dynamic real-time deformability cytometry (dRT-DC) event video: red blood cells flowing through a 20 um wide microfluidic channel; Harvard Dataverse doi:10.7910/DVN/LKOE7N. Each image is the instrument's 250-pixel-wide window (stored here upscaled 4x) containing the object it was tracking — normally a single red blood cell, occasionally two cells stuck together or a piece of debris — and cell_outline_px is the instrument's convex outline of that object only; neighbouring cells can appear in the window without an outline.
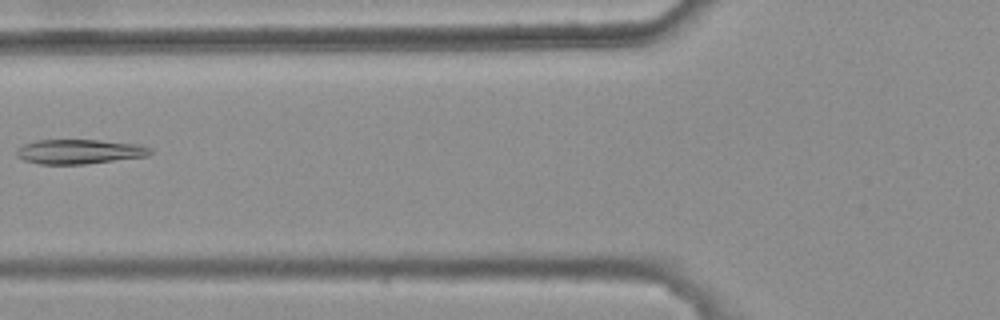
{"species": "common noctule bat (a hibernating species)", "species_latin": "Nyctalus noctula", "temperature_condition": "warm", "stored_images_in_passage": 9, "camera_frame_rate_fps": 3000, "um_per_image_px": 0.085, "animal": {"sex": "female", "body_mass_g": 25.1}, "frame": {"image": 1, "passage_image": 7, "time_ms": 2.0, "image_size_px": [1000, 320], "cell_outline_px": [[152, 152], [148, 156], [84, 164], [40, 164], [24, 160], [16, 156], [16, 148], [24, 144], [36, 140], [100, 140], [136, 144], [152, 148]], "centroid_in_image_um": [6.72, 12.88], "position_along_channel_um": 119.1, "area_um2": 19.13}}
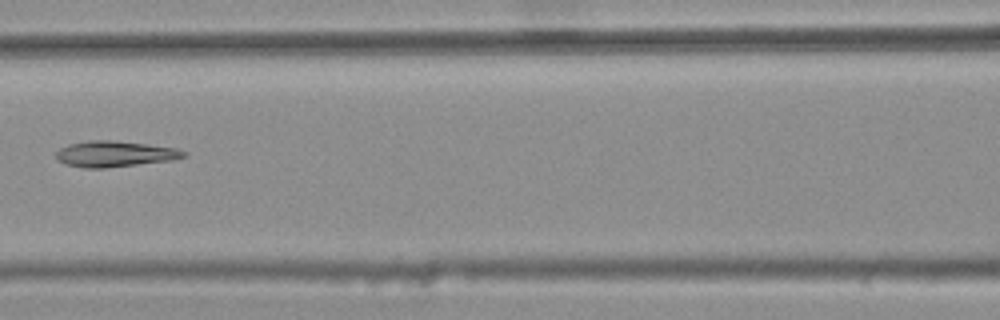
{"frame": {"image": 2, "passage_image": 8, "time_ms": 2.333, "image_size_px": [1000, 320], "cell_outline_px": [[188, 156], [172, 160], [108, 168], [84, 168], [64, 164], [56, 160], [56, 152], [60, 148], [68, 144], [88, 140], [108, 140], [148, 144], [176, 148], [188, 152]], "centroid_in_image_um": [9.75, 13.09], "position_along_channel_um": 156.8, "area_um2": 19.48}}
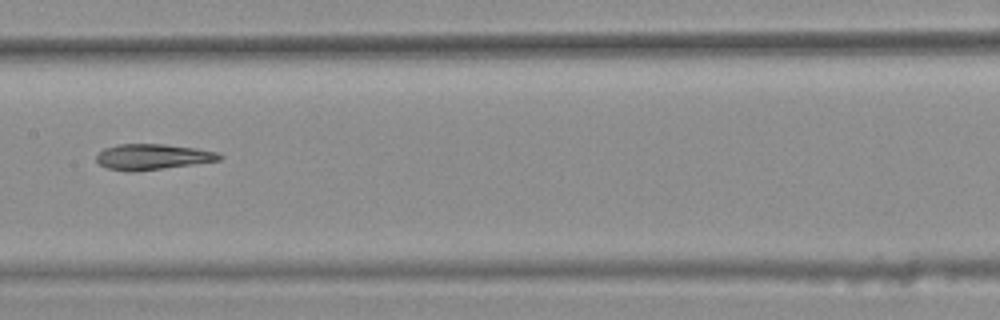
{"frame": {"image": 3, "passage_image": 9, "time_ms": 2.667, "image_size_px": [1000, 320], "cell_outline_px": [[224, 156], [220, 160], [132, 172], [128, 172], [108, 168], [100, 164], [96, 160], [96, 156], [104, 148], [116, 144], [164, 144], [196, 148], [220, 152]], "centroid_in_image_um": [12.97, 13.32], "position_along_channel_um": 194.4, "area_um2": 18.32}}